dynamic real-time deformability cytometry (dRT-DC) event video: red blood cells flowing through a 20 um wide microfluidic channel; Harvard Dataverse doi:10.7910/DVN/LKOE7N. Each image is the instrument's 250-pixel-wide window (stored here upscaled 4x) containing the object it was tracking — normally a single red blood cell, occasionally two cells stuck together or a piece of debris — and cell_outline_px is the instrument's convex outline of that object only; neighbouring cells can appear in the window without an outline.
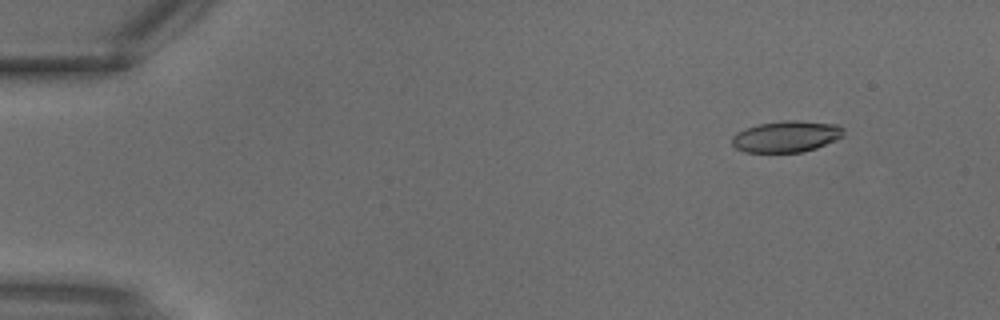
{"species": "common noctule bat (a hibernating species)", "species_latin": "Nyctalus noctula", "temperature_condition": "warm", "stored_images_in_passage": 3, "camera_frame_rate_fps": 3000, "um_per_image_px": 0.085, "animal": {"sex": "male", "body_mass_g": 18.8}, "frame": {"image": 1, "passage_image": 1, "time_ms": 0.0, "image_size_px": [1000, 320], "cell_outline_px": [[844, 136], [836, 140], [816, 148], [804, 152], [744, 152], [736, 148], [732, 144], [732, 136], [736, 132], [744, 128], [760, 124], [784, 120], [796, 120], [836, 124], [844, 128]], "centroid_in_image_um": [66.84, 11.6], "position_along_channel_um": 18.2, "area_um2": 20.52}}
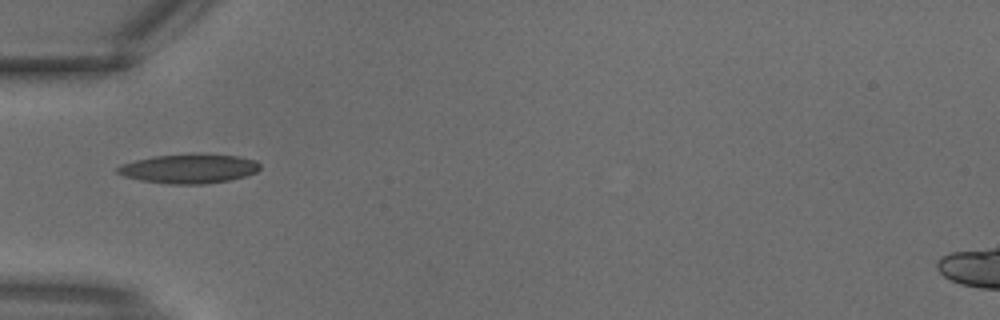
{"frame": {"image": 2, "passage_image": 3, "time_ms": 0.667, "image_size_px": [1000, 320], "cell_outline_px": [[260, 168], [256, 172], [244, 176], [228, 180], [204, 184], [168, 184], [140, 180], [124, 176], [116, 172], [116, 168], [120, 164], [152, 156], [192, 152], [196, 152], [236, 156], [256, 160], [260, 164]], "centroid_in_image_um": [16.04, 14.31], "position_along_channel_um": 69.0, "area_um2": 24.74}}